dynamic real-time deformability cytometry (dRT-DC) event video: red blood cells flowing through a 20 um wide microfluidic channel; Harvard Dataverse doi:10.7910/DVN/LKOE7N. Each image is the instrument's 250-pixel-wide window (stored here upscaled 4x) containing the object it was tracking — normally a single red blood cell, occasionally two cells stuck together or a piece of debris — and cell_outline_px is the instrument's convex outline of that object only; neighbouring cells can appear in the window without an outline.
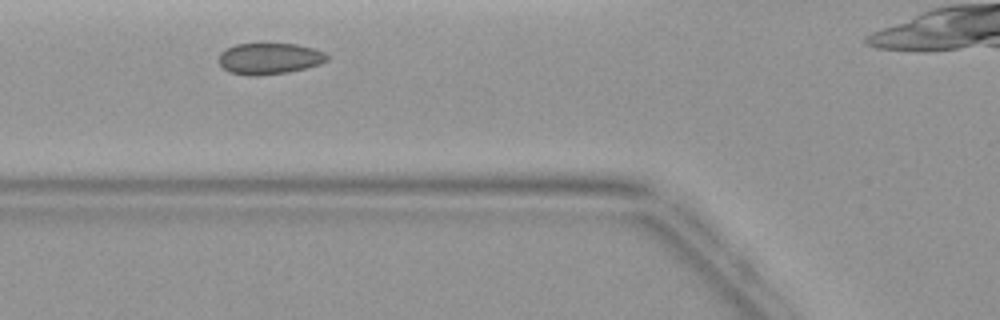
{"species": "common noctule bat (a hibernating species)", "species_latin": "Nyctalus noctula", "temperature_condition": "warm", "stored_images_in_passage": 3, "camera_frame_rate_fps": 3000, "um_per_image_px": 0.085, "animal": {"sex": "female", "body_mass_g": 19.9}, "frame": {"image": 1, "passage_image": 2, "time_ms": 1.0, "image_size_px": [1000, 320], "cell_outline_px": [[332, 56], [328, 60], [320, 64], [288, 72], [256, 76], [248, 76], [228, 72], [220, 64], [220, 52], [236, 44], [296, 44], [312, 48], [324, 52]], "centroid_in_image_um": [22.92, 4.99], "position_along_channel_um": 102.9, "area_um2": 19.71}}